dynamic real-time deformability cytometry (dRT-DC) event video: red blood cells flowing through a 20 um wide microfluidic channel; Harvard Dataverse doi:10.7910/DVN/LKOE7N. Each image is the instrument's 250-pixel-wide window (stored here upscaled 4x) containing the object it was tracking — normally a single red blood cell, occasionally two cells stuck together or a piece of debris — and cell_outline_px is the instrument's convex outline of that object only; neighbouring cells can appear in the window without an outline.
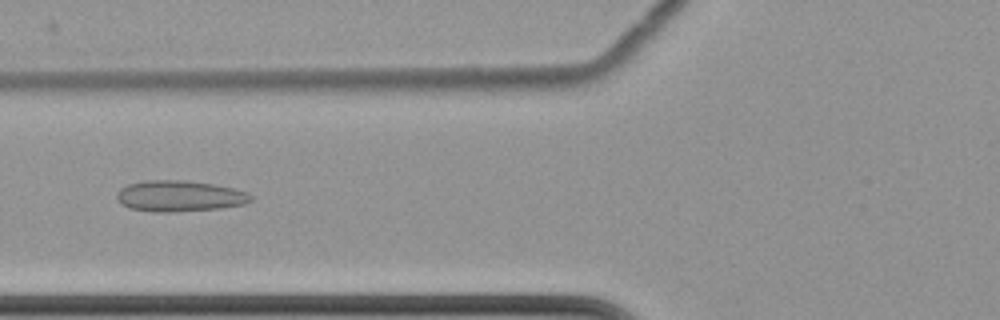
{"species": "common noctule bat (a hibernating species)", "species_latin": "Nyctalus noctula", "temperature_condition": "cold", "stored_images_in_passage": 10, "camera_frame_rate_fps": 3000, "um_per_image_px": 0.085, "animal": {"sex": "female", "body_mass_g": 22.7, "forearm_length_mm": 54.2}, "frame": {"image": 1, "passage_image": 5, "time_ms": 6.333, "image_size_px": [1000, 320], "cell_outline_px": [[252, 200], [244, 204], [220, 208], [176, 212], [152, 212], [128, 208], [120, 204], [116, 200], [116, 192], [120, 188], [128, 184], [144, 180], [184, 180], [212, 184], [232, 188], [248, 192], [252, 196]], "centroid_in_image_um": [15.2, 16.67], "position_along_channel_um": 110.6, "area_um2": 24.51}}
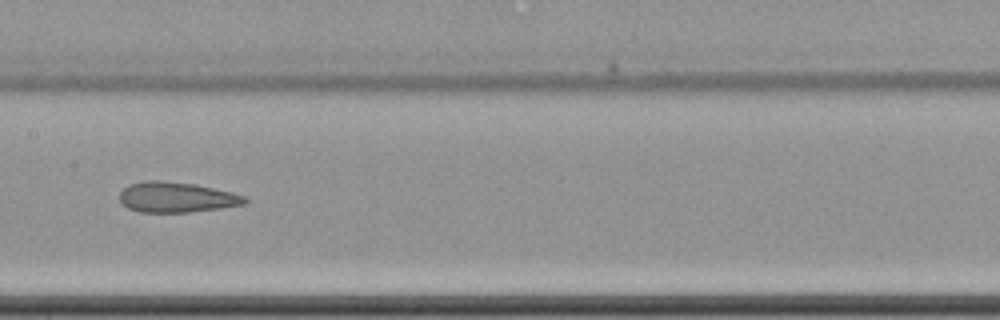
{"frame": {"image": 2, "passage_image": 7, "time_ms": 8.667, "image_size_px": [1000, 320], "cell_outline_px": [[248, 200], [244, 204], [220, 208], [188, 212], [140, 212], [128, 208], [120, 200], [120, 192], [128, 184], [144, 180], [160, 180], [196, 184], [232, 192], [248, 196]], "centroid_in_image_um": [15.01, 16.75], "position_along_channel_um": 192.4, "area_um2": 22.25}}
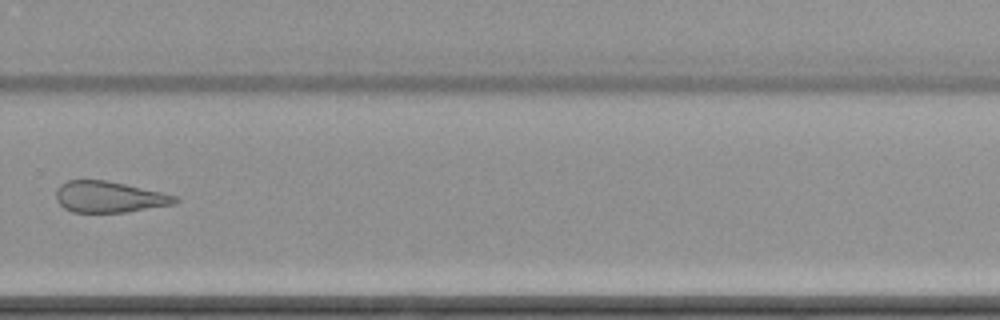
{"frame": {"image": 3, "passage_image": 10, "time_ms": 12.333, "image_size_px": [1000, 320], "cell_outline_px": [[180, 200], [176, 204], [128, 212], [72, 212], [64, 208], [56, 200], [56, 188], [60, 184], [68, 180], [108, 180], [160, 192], [176, 196]], "centroid_in_image_um": [9.27, 16.74], "position_along_channel_um": 320.5, "area_um2": 21.73}}